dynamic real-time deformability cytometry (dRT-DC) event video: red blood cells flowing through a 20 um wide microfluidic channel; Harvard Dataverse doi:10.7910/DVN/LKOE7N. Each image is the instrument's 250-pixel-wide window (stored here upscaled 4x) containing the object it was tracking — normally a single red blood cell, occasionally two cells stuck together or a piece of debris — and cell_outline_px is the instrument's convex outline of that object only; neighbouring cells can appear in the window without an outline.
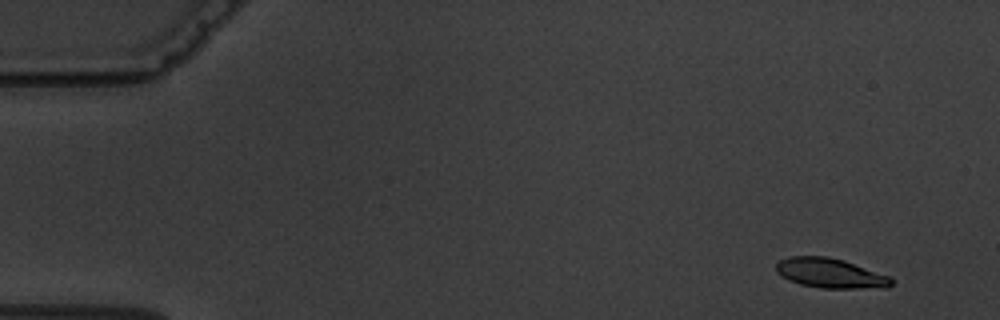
{"species": "common noctule bat (a hibernating species)", "species_latin": "Nyctalus noctula", "temperature_condition": "warm", "stored_images_in_passage": 8, "camera_frame_rate_fps": 3000, "um_per_image_px": 0.085, "animal": {"sex": "male", "body_mass_g": 19.5, "forearm_length_mm": 54.6}, "frame": {"image": 1, "passage_image": 2, "time_ms": 1.0, "image_size_px": [1000, 320], "cell_outline_px": [[892, 284], [888, 288], [820, 288], [800, 284], [788, 280], [776, 272], [776, 264], [780, 260], [788, 256], [828, 256], [844, 260], [892, 276]], "centroid_in_image_um": [70.6, 23.22], "position_along_channel_um": 14.4, "area_um2": 20.23}}
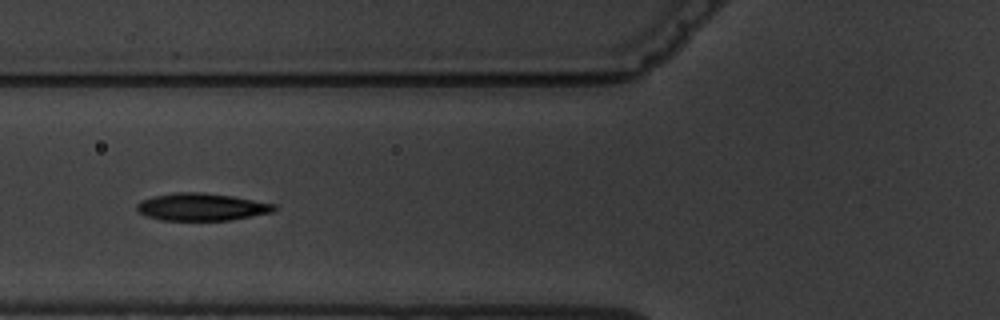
{"frame": {"image": 2, "passage_image": 7, "time_ms": 7.0, "image_size_px": [1000, 320], "cell_outline_px": [[276, 208], [272, 212], [252, 216], [228, 220], [164, 220], [148, 216], [136, 212], [136, 204], [140, 200], [152, 196], [176, 192], [204, 192], [232, 196], [276, 204]], "centroid_in_image_um": [17.09, 17.58], "position_along_channel_um": 108.7, "area_um2": 21.96}}
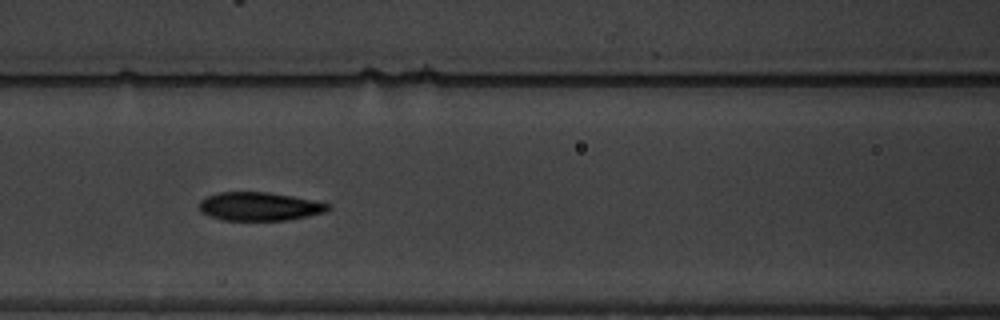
{"frame": {"image": 3, "passage_image": 8, "time_ms": 8.0, "image_size_px": [1000, 320], "cell_outline_px": [[332, 208], [324, 212], [308, 216], [288, 220], [224, 220], [208, 216], [200, 212], [200, 200], [208, 196], [220, 192], [268, 192], [332, 204]], "centroid_in_image_um": [22.05, 17.55], "position_along_channel_um": 144.6, "area_um2": 21.27}}